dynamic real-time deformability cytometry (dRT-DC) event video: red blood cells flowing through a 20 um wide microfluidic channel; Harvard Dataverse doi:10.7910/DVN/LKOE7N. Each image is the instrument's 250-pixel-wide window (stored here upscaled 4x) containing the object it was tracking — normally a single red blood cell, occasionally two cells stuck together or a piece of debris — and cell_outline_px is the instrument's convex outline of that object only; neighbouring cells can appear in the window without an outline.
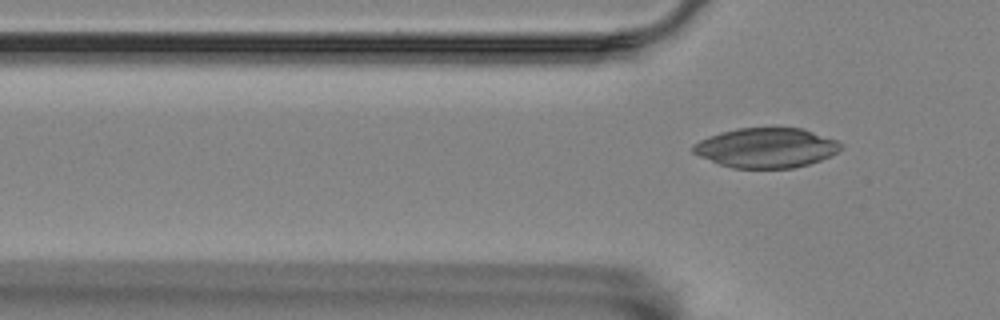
{"species": "Egyptian fruit bat (a non-hibernating species)", "species_latin": "Rousettus aegyptiacus", "temperature_condition": "room temperature", "stored_images_in_passage": 2, "camera_frame_rate_fps": 3000, "um_per_image_px": 0.085, "animal": {"sex": "female"}, "frame": {"image": 1, "passage_image": 2, "time_ms": 0.333, "image_size_px": [1000, 320], "cell_outline_px": [[844, 148], [832, 156], [808, 164], [792, 168], [732, 168], [720, 164], [700, 156], [692, 152], [692, 144], [708, 136], [720, 132], [736, 128], [804, 128], [836, 140], [844, 144]], "centroid_in_image_um": [65.16, 12.56], "position_along_channel_um": 60.6, "area_um2": 34.45}}